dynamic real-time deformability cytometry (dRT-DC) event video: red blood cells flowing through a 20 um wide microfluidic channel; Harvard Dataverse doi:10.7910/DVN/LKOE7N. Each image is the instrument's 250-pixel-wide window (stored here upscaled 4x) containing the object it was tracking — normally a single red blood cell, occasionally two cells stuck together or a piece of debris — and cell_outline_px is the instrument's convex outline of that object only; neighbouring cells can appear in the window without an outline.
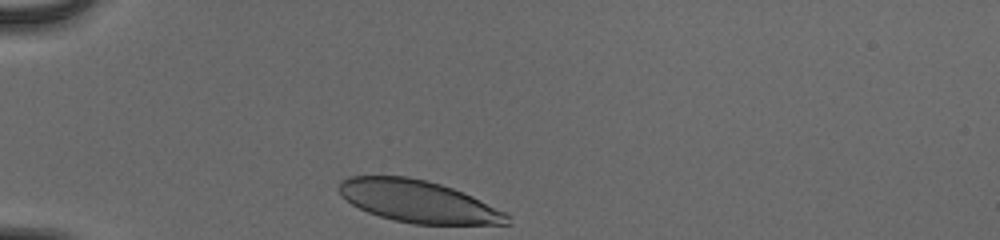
{"species": "human", "species_latin": "Homo sapiens", "temperature_condition": "cold", "stored_images_in_passage": 30, "camera_frame_rate_fps": 3000, "um_per_image_px": 0.085, "donor": {"sex": "male"}, "frame": {"image": 1, "passage_image": 1, "time_ms": 0.0, "image_size_px": [1000, 240], "cell_outline_px": [[512, 224], [412, 224], [392, 220], [368, 212], [352, 204], [340, 192], [340, 180], [348, 176], [408, 176], [428, 180], [452, 188], [472, 196], [504, 212], [508, 216]], "centroid_in_image_um": [35.54, 17.12], "position_along_channel_um": 49.5, "area_um2": 40.92}}
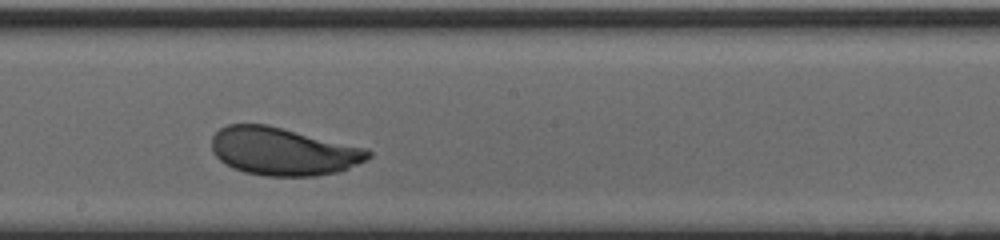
{"frame": {"image": 2, "passage_image": 17, "time_ms": 5.333, "image_size_px": [1000, 240], "cell_outline_px": [[372, 156], [368, 160], [348, 168], [336, 172], [316, 176], [264, 176], [244, 172], [232, 168], [220, 160], [212, 152], [212, 136], [220, 128], [228, 124], [268, 124], [368, 148], [372, 152]], "centroid_in_image_um": [24.08, 12.86], "position_along_channel_um": 224.1, "area_um2": 44.04}}
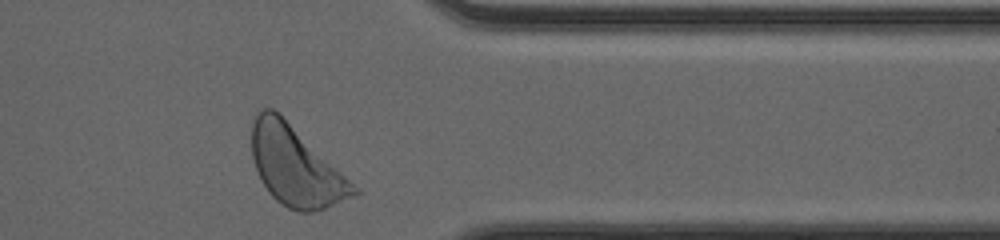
{"frame": {"image": 3, "passage_image": 30, "time_ms": 9.667, "image_size_px": [1000, 240], "cell_outline_px": [[360, 192], [356, 196], [324, 208], [312, 212], [300, 212], [288, 208], [280, 204], [268, 192], [260, 180], [252, 156], [252, 124], [256, 112], [260, 108], [272, 108], [360, 188]], "centroid_in_image_um": [25.13, 14.16], "position_along_channel_um": 386.3, "area_um2": 46.59}, "authors_computed_cell_mechanics": {"area_um2": 43.35, "velocity_mm_per_s": 3.8761, "shape_relaxation_time_tau1_ms": 3.4247, "shape_relaxation_time_tau2_ms": null, "deformation_change_tau1": 0.1551, "deformation_change_tau2": null}}